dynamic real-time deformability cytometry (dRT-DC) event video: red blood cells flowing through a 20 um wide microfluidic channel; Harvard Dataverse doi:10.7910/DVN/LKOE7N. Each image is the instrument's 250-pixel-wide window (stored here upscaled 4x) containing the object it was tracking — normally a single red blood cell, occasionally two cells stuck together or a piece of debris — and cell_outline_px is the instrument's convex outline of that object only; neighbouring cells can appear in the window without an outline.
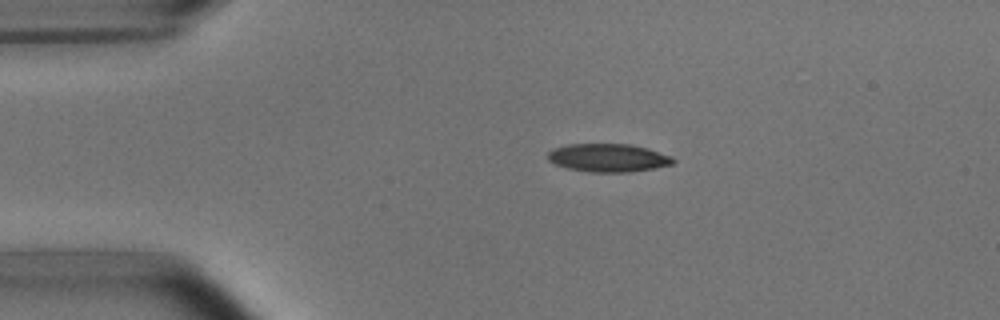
{"species": "common noctule bat (a hibernating species)", "species_latin": "Nyctalus noctula", "temperature_condition": "room temperature", "stored_images_in_passage": 2, "camera_frame_rate_fps": 3000, "um_per_image_px": 0.085, "animal": {"sex": "male", "body_mass_g": 15.6}, "frame": {"image": 1, "passage_image": 1, "time_ms": 0.0, "image_size_px": [1000, 320], "cell_outline_px": [[676, 160], [672, 164], [656, 168], [628, 172], [588, 172], [568, 168], [556, 164], [548, 160], [548, 152], [552, 148], [568, 144], [632, 144], [648, 148], [672, 156]], "centroid_in_image_um": [51.71, 13.41], "position_along_channel_um": 33.3, "area_um2": 20.69}}